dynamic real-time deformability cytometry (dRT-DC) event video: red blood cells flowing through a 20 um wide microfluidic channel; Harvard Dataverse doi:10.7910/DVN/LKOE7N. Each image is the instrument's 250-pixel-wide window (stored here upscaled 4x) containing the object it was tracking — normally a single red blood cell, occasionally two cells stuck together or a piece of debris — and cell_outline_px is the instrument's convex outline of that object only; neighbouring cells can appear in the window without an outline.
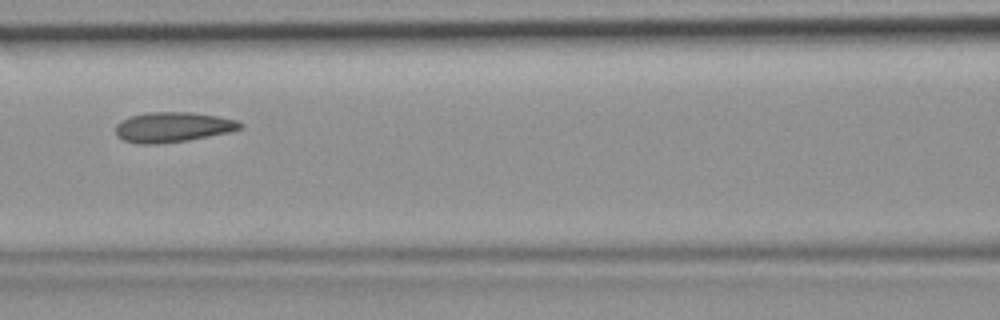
{"species": "common noctule bat (a hibernating species)", "species_latin": "Nyctalus noctula", "temperature_condition": "room temperature", "stored_images_in_passage": 25, "camera_frame_rate_fps": 3000, "um_per_image_px": 0.085, "animal": {"sex": "female", "body_mass_g": 19.9}, "frame": {"image": 1, "passage_image": 8, "time_ms": 2.333, "image_size_px": [1000, 320], "cell_outline_px": [[244, 128], [228, 132], [188, 140], [160, 144], [136, 144], [124, 140], [116, 136], [116, 124], [120, 120], [132, 116], [148, 112], [192, 112], [216, 116], [236, 120], [244, 124]], "centroid_in_image_um": [14.67, 10.81], "position_along_channel_um": 151.9, "area_um2": 21.91}}